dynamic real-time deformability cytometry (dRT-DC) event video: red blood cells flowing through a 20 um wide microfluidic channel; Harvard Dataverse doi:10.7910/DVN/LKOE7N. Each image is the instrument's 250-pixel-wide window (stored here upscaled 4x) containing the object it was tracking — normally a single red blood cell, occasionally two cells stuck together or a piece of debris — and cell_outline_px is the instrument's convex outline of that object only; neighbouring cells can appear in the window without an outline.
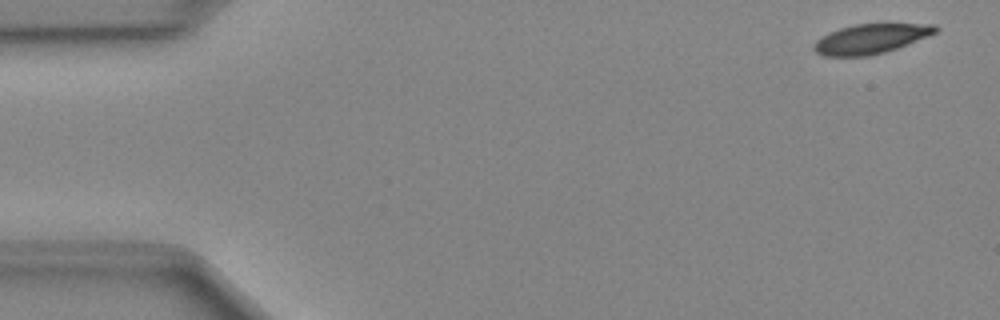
{"species": "Egyptian fruit bat (a non-hibernating species)", "species_latin": "Rousettus aegyptiacus", "temperature_condition": "cold", "stored_images_in_passage": 46, "camera_frame_rate_fps": 3000, "um_per_image_px": 0.085, "animal": {"sex": "female"}, "frame": {"image": 1, "passage_image": 2, "time_ms": 0.333, "image_size_px": [1000, 320], "cell_outline_px": [[940, 28], [936, 32], [928, 36], [908, 44], [884, 52], [868, 56], [824, 56], [816, 52], [812, 48], [812, 44], [820, 36], [828, 32], [840, 28], [856, 24], [936, 24]], "centroid_in_image_um": [73.98, 3.3], "position_along_channel_um": 11.0, "area_um2": 21.04}}
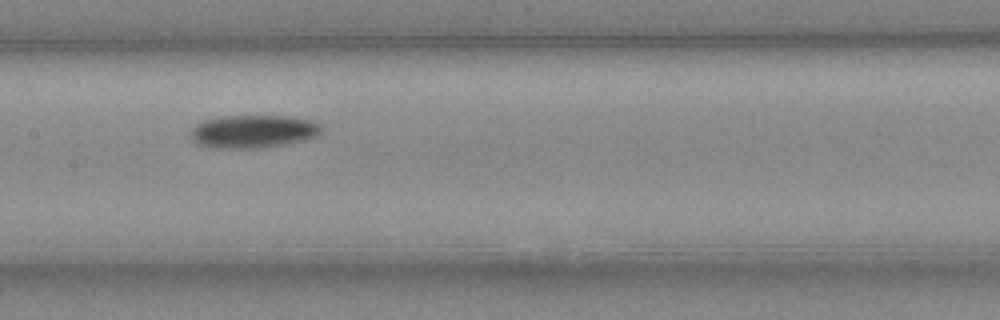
{"frame": {"image": 2, "passage_image": 24, "time_ms": 7.667, "image_size_px": [1000, 320], "cell_outline_px": [[324, 128], [320, 136], [304, 140], [264, 148], [208, 148], [196, 144], [192, 140], [192, 128], [196, 124], [204, 120], [220, 116], [288, 116], [312, 120], [320, 124]], "centroid_in_image_um": [21.55, 11.18], "position_along_channel_um": 185.8, "area_um2": 25.55}}
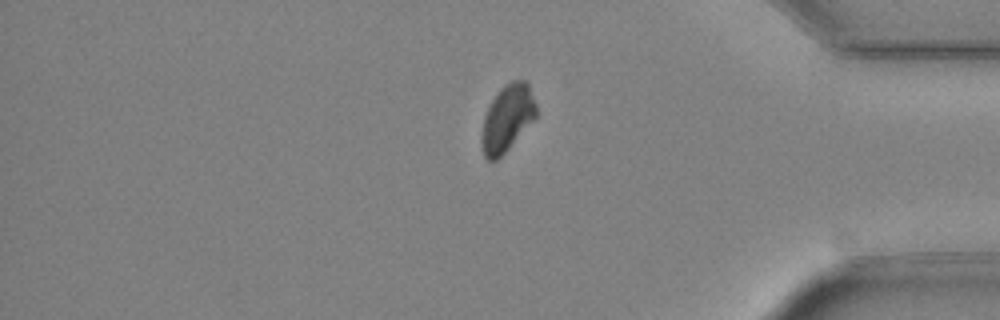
{"frame": {"image": 3, "passage_image": 41, "time_ms": 13.333, "image_size_px": [1000, 320], "cell_outline_px": [[536, 116], [508, 148], [496, 160], [488, 160], [484, 156], [480, 140], [484, 116], [492, 100], [500, 88], [504, 84], [512, 80], [524, 80], [528, 84], [536, 104]], "centroid_in_image_um": [43.09, 10.02], "position_along_channel_um": 392.1, "area_um2": 20.81}}